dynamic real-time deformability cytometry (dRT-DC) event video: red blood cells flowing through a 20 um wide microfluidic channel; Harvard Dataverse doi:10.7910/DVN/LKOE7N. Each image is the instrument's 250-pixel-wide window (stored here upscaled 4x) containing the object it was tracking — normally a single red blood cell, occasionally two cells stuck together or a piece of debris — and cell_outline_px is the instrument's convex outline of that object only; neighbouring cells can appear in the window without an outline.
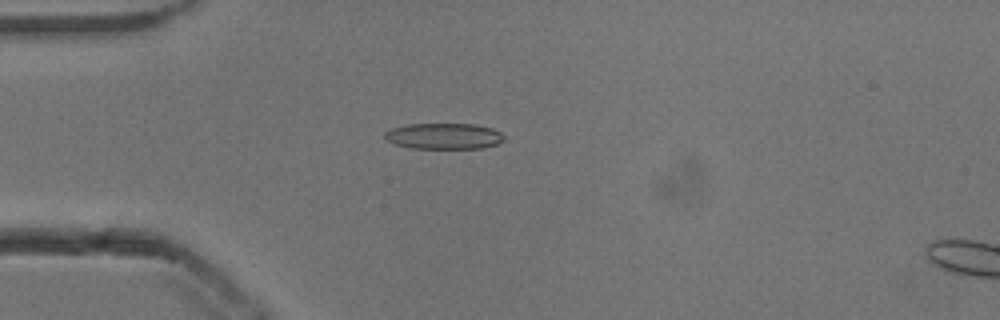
{"species": "common noctule bat (a hibernating species)", "species_latin": "Nyctalus noctula", "temperature_condition": "cold", "stored_images_in_passage": 45, "camera_frame_rate_fps": 3000, "um_per_image_px": 0.085, "animal": {"sex": "male", "body_mass_g": 13.3}, "frame": {"image": 1, "passage_image": 6, "time_ms": 1.667, "image_size_px": [1000, 320], "cell_outline_px": [[504, 140], [496, 144], [480, 148], [408, 148], [396, 144], [388, 140], [384, 136], [384, 132], [392, 128], [408, 124], [472, 124], [492, 128], [500, 132], [504, 136]], "centroid_in_image_um": [37.72, 11.57], "position_along_channel_um": 47.3, "area_um2": 17.92}}
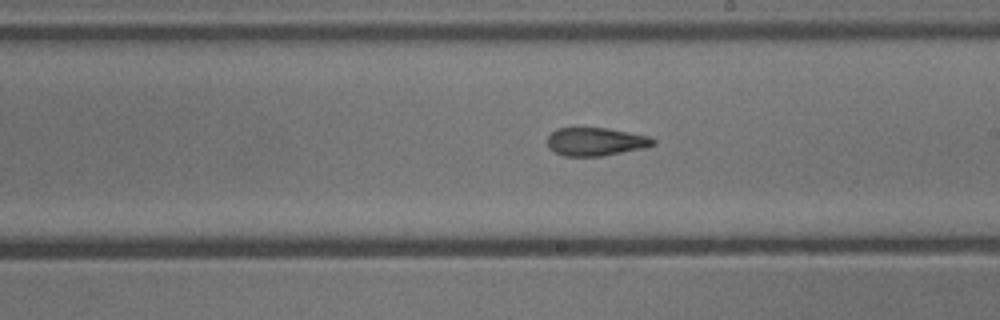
{"frame": {"image": 2, "passage_image": 22, "time_ms": 7.0, "image_size_px": [1000, 320], "cell_outline_px": [[656, 144], [644, 148], [604, 156], [564, 156], [548, 148], [548, 136], [556, 128], [608, 128], [648, 136], [656, 140]], "centroid_in_image_um": [50.64, 12.04], "position_along_channel_um": 238.4, "area_um2": 17.4}}
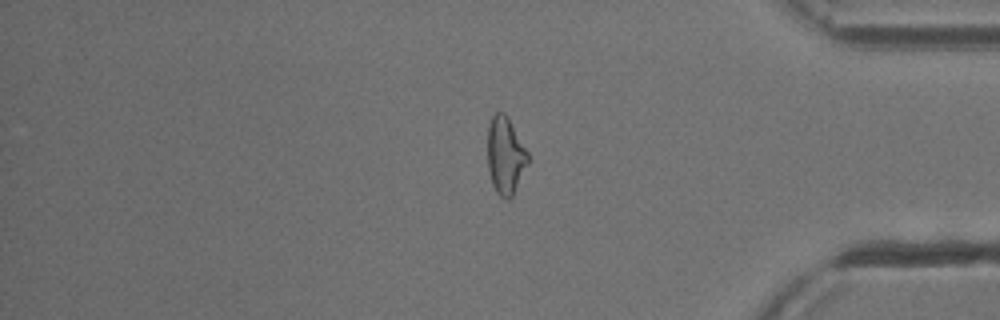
{"frame": {"image": 3, "passage_image": 36, "time_ms": 11.667, "image_size_px": [1000, 320], "cell_outline_px": [[528, 164], [512, 196], [508, 200], [504, 200], [496, 192], [492, 184], [488, 168], [488, 124], [492, 116], [496, 112], [504, 112], [508, 116], [528, 152]], "centroid_in_image_um": [42.95, 13.22], "position_along_channel_um": 392.2, "area_um2": 18.26}, "authors_computed_cell_mechanics": {"area_um2": 18.3804, "velocity_mm_per_s": 3.8482, "shape_relaxation_time_tau1_ms": 6.2097, "shape_relaxation_time_tau2_ms": 2.6505, "deformation_change_tau1": 0.169, "deformation_change_tau2": 0.1195}}